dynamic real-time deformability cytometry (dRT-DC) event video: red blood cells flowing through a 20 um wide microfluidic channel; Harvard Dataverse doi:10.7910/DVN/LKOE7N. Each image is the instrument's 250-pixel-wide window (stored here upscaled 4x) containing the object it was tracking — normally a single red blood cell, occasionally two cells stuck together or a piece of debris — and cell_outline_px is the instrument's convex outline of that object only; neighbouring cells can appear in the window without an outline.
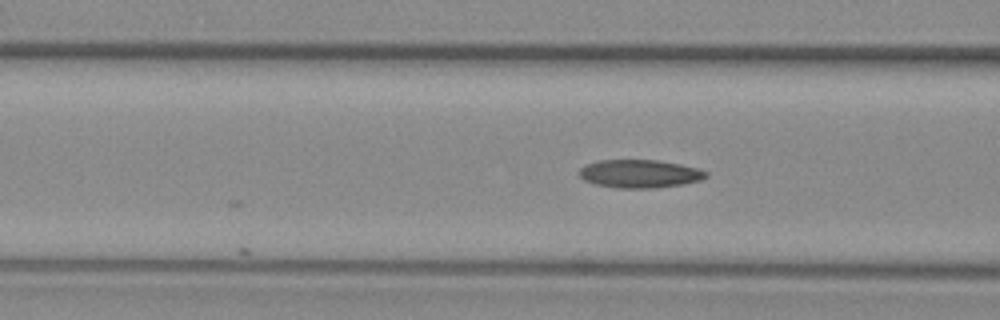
{"species": "common noctule bat (a hibernating species)", "species_latin": "Nyctalus noctula", "temperature_condition": "warm", "stored_images_in_passage": 9, "camera_frame_rate_fps": 3000, "um_per_image_px": 0.085, "animal": {"sex": "female", "body_mass_g": 29.2, "forearm_length_mm": 56.3}, "frame": {"image": 1, "passage_image": 9, "time_ms": 2.667, "image_size_px": [1000, 320], "cell_outline_px": [[708, 176], [700, 180], [680, 184], [656, 188], [616, 188], [596, 184], [584, 180], [576, 172], [584, 164], [600, 160], [656, 160], [680, 164], [700, 168], [708, 172]], "centroid_in_image_um": [54.35, 14.76], "position_along_channel_um": 112.3, "area_um2": 20.92}}